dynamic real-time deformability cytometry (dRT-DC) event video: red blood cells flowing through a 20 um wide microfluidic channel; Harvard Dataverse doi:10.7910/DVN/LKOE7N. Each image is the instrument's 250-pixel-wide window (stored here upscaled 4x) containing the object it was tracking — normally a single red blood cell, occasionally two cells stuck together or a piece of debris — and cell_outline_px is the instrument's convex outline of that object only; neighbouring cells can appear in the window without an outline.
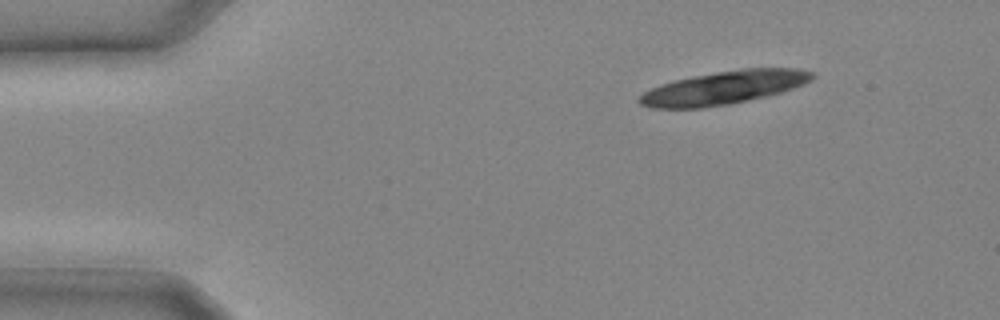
{"species": "common noctule bat (a hibernating species)", "species_latin": "Nyctalus noctula", "temperature_condition": "cold", "stored_images_in_passage": 6, "camera_frame_rate_fps": 3000, "um_per_image_px": 0.085, "animal": {"sex": "male", "body_mass_g": 20.4}, "frame": {"image": 1, "passage_image": 1, "time_ms": 0.0, "image_size_px": [1000, 320], "cell_outline_px": [[816, 76], [812, 80], [792, 88], [780, 92], [748, 100], [728, 104], [700, 108], [652, 108], [640, 104], [636, 100], [644, 92], [660, 84], [672, 80], [692, 76], [716, 72], [744, 68], [796, 68], [812, 72]], "centroid_in_image_um": [61.49, 7.45], "position_along_channel_um": 23.5, "area_um2": 33.29}}